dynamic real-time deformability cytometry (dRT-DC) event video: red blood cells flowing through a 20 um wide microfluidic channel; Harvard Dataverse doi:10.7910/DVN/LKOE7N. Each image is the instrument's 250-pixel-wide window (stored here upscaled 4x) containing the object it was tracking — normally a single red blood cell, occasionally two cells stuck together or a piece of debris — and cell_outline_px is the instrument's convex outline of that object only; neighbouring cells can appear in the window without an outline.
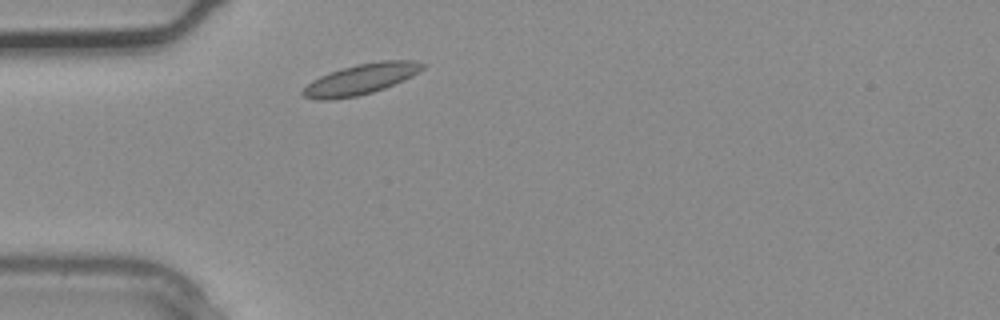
{"species": "common noctule bat (a hibernating species)", "species_latin": "Nyctalus noctula", "temperature_condition": "warm", "stored_images_in_passage": 1, "camera_frame_rate_fps": 3000, "um_per_image_px": 0.085, "animal": {"sex": "male", "body_mass_g": 20.4}, "frame": {"image": 1, "passage_image": 1, "time_ms": 0.0, "image_size_px": [1000, 320], "cell_outline_px": [[428, 64], [424, 68], [412, 76], [384, 88], [372, 92], [356, 96], [328, 100], [320, 100], [304, 96], [300, 92], [312, 80], [320, 76], [356, 64], [380, 60], [412, 60]], "centroid_in_image_um": [30.7, 6.72], "position_along_channel_um": 54.3, "area_um2": 21.1}}